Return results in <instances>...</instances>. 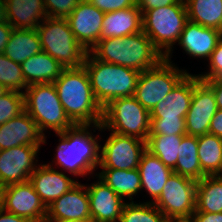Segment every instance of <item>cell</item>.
Listing matches in <instances>:
<instances>
[{"mask_svg": "<svg viewBox=\"0 0 222 222\" xmlns=\"http://www.w3.org/2000/svg\"><path fill=\"white\" fill-rule=\"evenodd\" d=\"M53 83L66 115L75 125H93L103 131V108L94 97L84 66L65 68Z\"/></svg>", "mask_w": 222, "mask_h": 222, "instance_id": "cell-1", "label": "cell"}, {"mask_svg": "<svg viewBox=\"0 0 222 222\" xmlns=\"http://www.w3.org/2000/svg\"><path fill=\"white\" fill-rule=\"evenodd\" d=\"M89 52L96 59L139 72L155 67L164 58L143 31L99 40Z\"/></svg>", "mask_w": 222, "mask_h": 222, "instance_id": "cell-2", "label": "cell"}, {"mask_svg": "<svg viewBox=\"0 0 222 222\" xmlns=\"http://www.w3.org/2000/svg\"><path fill=\"white\" fill-rule=\"evenodd\" d=\"M90 125H74L64 132L57 133L60 137L56 149L55 165L64 168L74 176H85L95 171L100 165V148L97 136H92Z\"/></svg>", "mask_w": 222, "mask_h": 222, "instance_id": "cell-3", "label": "cell"}, {"mask_svg": "<svg viewBox=\"0 0 222 222\" xmlns=\"http://www.w3.org/2000/svg\"><path fill=\"white\" fill-rule=\"evenodd\" d=\"M83 66L88 73L94 97L102 108L113 99L134 96L141 72L101 61L90 52Z\"/></svg>", "mask_w": 222, "mask_h": 222, "instance_id": "cell-4", "label": "cell"}, {"mask_svg": "<svg viewBox=\"0 0 222 222\" xmlns=\"http://www.w3.org/2000/svg\"><path fill=\"white\" fill-rule=\"evenodd\" d=\"M142 12V31L152 41L154 47L170 61L172 47L178 42L181 32L188 21L184 0L165 7Z\"/></svg>", "mask_w": 222, "mask_h": 222, "instance_id": "cell-5", "label": "cell"}, {"mask_svg": "<svg viewBox=\"0 0 222 222\" xmlns=\"http://www.w3.org/2000/svg\"><path fill=\"white\" fill-rule=\"evenodd\" d=\"M24 106L44 136L47 128L60 133L75 125L66 115L54 83L28 86L24 91Z\"/></svg>", "mask_w": 222, "mask_h": 222, "instance_id": "cell-6", "label": "cell"}, {"mask_svg": "<svg viewBox=\"0 0 222 222\" xmlns=\"http://www.w3.org/2000/svg\"><path fill=\"white\" fill-rule=\"evenodd\" d=\"M36 30L42 51L56 59L64 68L83 66L88 52L77 41L66 18L46 17Z\"/></svg>", "mask_w": 222, "mask_h": 222, "instance_id": "cell-7", "label": "cell"}, {"mask_svg": "<svg viewBox=\"0 0 222 222\" xmlns=\"http://www.w3.org/2000/svg\"><path fill=\"white\" fill-rule=\"evenodd\" d=\"M150 123V111L134 96L113 99L103 107L102 129L147 142Z\"/></svg>", "mask_w": 222, "mask_h": 222, "instance_id": "cell-8", "label": "cell"}, {"mask_svg": "<svg viewBox=\"0 0 222 222\" xmlns=\"http://www.w3.org/2000/svg\"><path fill=\"white\" fill-rule=\"evenodd\" d=\"M187 74L163 58L155 67L140 73L134 97L151 111Z\"/></svg>", "mask_w": 222, "mask_h": 222, "instance_id": "cell-9", "label": "cell"}, {"mask_svg": "<svg viewBox=\"0 0 222 222\" xmlns=\"http://www.w3.org/2000/svg\"><path fill=\"white\" fill-rule=\"evenodd\" d=\"M196 187L195 180L173 173L153 204L166 218L192 215L196 210Z\"/></svg>", "mask_w": 222, "mask_h": 222, "instance_id": "cell-10", "label": "cell"}, {"mask_svg": "<svg viewBox=\"0 0 222 222\" xmlns=\"http://www.w3.org/2000/svg\"><path fill=\"white\" fill-rule=\"evenodd\" d=\"M101 148L99 167L130 170L138 168L141 156L146 150V141L111 131Z\"/></svg>", "mask_w": 222, "mask_h": 222, "instance_id": "cell-11", "label": "cell"}, {"mask_svg": "<svg viewBox=\"0 0 222 222\" xmlns=\"http://www.w3.org/2000/svg\"><path fill=\"white\" fill-rule=\"evenodd\" d=\"M3 209L31 222H45L47 207L28 180L3 187Z\"/></svg>", "mask_w": 222, "mask_h": 222, "instance_id": "cell-12", "label": "cell"}, {"mask_svg": "<svg viewBox=\"0 0 222 222\" xmlns=\"http://www.w3.org/2000/svg\"><path fill=\"white\" fill-rule=\"evenodd\" d=\"M217 110L213 90L197 75H194L193 96L185 116L187 135L198 137L209 133L211 120Z\"/></svg>", "mask_w": 222, "mask_h": 222, "instance_id": "cell-13", "label": "cell"}, {"mask_svg": "<svg viewBox=\"0 0 222 222\" xmlns=\"http://www.w3.org/2000/svg\"><path fill=\"white\" fill-rule=\"evenodd\" d=\"M39 146L20 145L1 150L0 186L22 183L29 180L38 165L35 162Z\"/></svg>", "mask_w": 222, "mask_h": 222, "instance_id": "cell-14", "label": "cell"}, {"mask_svg": "<svg viewBox=\"0 0 222 222\" xmlns=\"http://www.w3.org/2000/svg\"><path fill=\"white\" fill-rule=\"evenodd\" d=\"M104 12L81 0L66 19L77 41L89 52L100 40Z\"/></svg>", "mask_w": 222, "mask_h": 222, "instance_id": "cell-15", "label": "cell"}, {"mask_svg": "<svg viewBox=\"0 0 222 222\" xmlns=\"http://www.w3.org/2000/svg\"><path fill=\"white\" fill-rule=\"evenodd\" d=\"M72 219L91 220L87 188L81 183L47 206L45 222Z\"/></svg>", "mask_w": 222, "mask_h": 222, "instance_id": "cell-16", "label": "cell"}, {"mask_svg": "<svg viewBox=\"0 0 222 222\" xmlns=\"http://www.w3.org/2000/svg\"><path fill=\"white\" fill-rule=\"evenodd\" d=\"M46 137L40 132L36 122L24 110L14 119L0 125V148L10 149L20 145L41 146Z\"/></svg>", "mask_w": 222, "mask_h": 222, "instance_id": "cell-17", "label": "cell"}, {"mask_svg": "<svg viewBox=\"0 0 222 222\" xmlns=\"http://www.w3.org/2000/svg\"><path fill=\"white\" fill-rule=\"evenodd\" d=\"M87 188L91 220L93 222H119L125 199L118 196L100 178Z\"/></svg>", "mask_w": 222, "mask_h": 222, "instance_id": "cell-18", "label": "cell"}, {"mask_svg": "<svg viewBox=\"0 0 222 222\" xmlns=\"http://www.w3.org/2000/svg\"><path fill=\"white\" fill-rule=\"evenodd\" d=\"M29 181L46 207L79 183L65 173L56 171L51 164H39Z\"/></svg>", "mask_w": 222, "mask_h": 222, "instance_id": "cell-19", "label": "cell"}, {"mask_svg": "<svg viewBox=\"0 0 222 222\" xmlns=\"http://www.w3.org/2000/svg\"><path fill=\"white\" fill-rule=\"evenodd\" d=\"M194 91V75L187 74L151 111V119H185Z\"/></svg>", "mask_w": 222, "mask_h": 222, "instance_id": "cell-20", "label": "cell"}, {"mask_svg": "<svg viewBox=\"0 0 222 222\" xmlns=\"http://www.w3.org/2000/svg\"><path fill=\"white\" fill-rule=\"evenodd\" d=\"M221 39V31L188 20L180 34L178 44L192 58L209 59Z\"/></svg>", "mask_w": 222, "mask_h": 222, "instance_id": "cell-21", "label": "cell"}, {"mask_svg": "<svg viewBox=\"0 0 222 222\" xmlns=\"http://www.w3.org/2000/svg\"><path fill=\"white\" fill-rule=\"evenodd\" d=\"M142 31V12L138 5L104 14L100 40L121 37Z\"/></svg>", "mask_w": 222, "mask_h": 222, "instance_id": "cell-22", "label": "cell"}, {"mask_svg": "<svg viewBox=\"0 0 222 222\" xmlns=\"http://www.w3.org/2000/svg\"><path fill=\"white\" fill-rule=\"evenodd\" d=\"M6 21L18 29H37L47 17L43 0H5Z\"/></svg>", "mask_w": 222, "mask_h": 222, "instance_id": "cell-23", "label": "cell"}, {"mask_svg": "<svg viewBox=\"0 0 222 222\" xmlns=\"http://www.w3.org/2000/svg\"><path fill=\"white\" fill-rule=\"evenodd\" d=\"M141 178V190L144 189L152 197L154 203L160 196L166 181L174 171L165 166L161 160L147 149L143 152L138 166Z\"/></svg>", "mask_w": 222, "mask_h": 222, "instance_id": "cell-24", "label": "cell"}, {"mask_svg": "<svg viewBox=\"0 0 222 222\" xmlns=\"http://www.w3.org/2000/svg\"><path fill=\"white\" fill-rule=\"evenodd\" d=\"M21 67L27 86L53 83L65 69L56 59L44 51L25 60Z\"/></svg>", "mask_w": 222, "mask_h": 222, "instance_id": "cell-25", "label": "cell"}, {"mask_svg": "<svg viewBox=\"0 0 222 222\" xmlns=\"http://www.w3.org/2000/svg\"><path fill=\"white\" fill-rule=\"evenodd\" d=\"M41 51L40 37L36 29L13 28L3 54L12 61L22 64Z\"/></svg>", "mask_w": 222, "mask_h": 222, "instance_id": "cell-26", "label": "cell"}, {"mask_svg": "<svg viewBox=\"0 0 222 222\" xmlns=\"http://www.w3.org/2000/svg\"><path fill=\"white\" fill-rule=\"evenodd\" d=\"M98 174L118 196L128 197L133 202V196L141 190V178L138 168L130 170L102 169Z\"/></svg>", "mask_w": 222, "mask_h": 222, "instance_id": "cell-27", "label": "cell"}, {"mask_svg": "<svg viewBox=\"0 0 222 222\" xmlns=\"http://www.w3.org/2000/svg\"><path fill=\"white\" fill-rule=\"evenodd\" d=\"M188 20L222 32V0H184Z\"/></svg>", "mask_w": 222, "mask_h": 222, "instance_id": "cell-28", "label": "cell"}, {"mask_svg": "<svg viewBox=\"0 0 222 222\" xmlns=\"http://www.w3.org/2000/svg\"><path fill=\"white\" fill-rule=\"evenodd\" d=\"M195 212H222V178L205 176L197 181Z\"/></svg>", "mask_w": 222, "mask_h": 222, "instance_id": "cell-29", "label": "cell"}, {"mask_svg": "<svg viewBox=\"0 0 222 222\" xmlns=\"http://www.w3.org/2000/svg\"><path fill=\"white\" fill-rule=\"evenodd\" d=\"M173 171L196 182L206 176L199 163L197 136L185 135L182 138L180 157H178Z\"/></svg>", "mask_w": 222, "mask_h": 222, "instance_id": "cell-30", "label": "cell"}, {"mask_svg": "<svg viewBox=\"0 0 222 222\" xmlns=\"http://www.w3.org/2000/svg\"><path fill=\"white\" fill-rule=\"evenodd\" d=\"M198 158L202 172L206 176H214L222 162V138L214 134L197 137Z\"/></svg>", "mask_w": 222, "mask_h": 222, "instance_id": "cell-31", "label": "cell"}, {"mask_svg": "<svg viewBox=\"0 0 222 222\" xmlns=\"http://www.w3.org/2000/svg\"><path fill=\"white\" fill-rule=\"evenodd\" d=\"M184 136L149 135L146 149L157 156L165 166L173 170L178 157H180V143Z\"/></svg>", "mask_w": 222, "mask_h": 222, "instance_id": "cell-32", "label": "cell"}, {"mask_svg": "<svg viewBox=\"0 0 222 222\" xmlns=\"http://www.w3.org/2000/svg\"><path fill=\"white\" fill-rule=\"evenodd\" d=\"M166 216L151 202L126 203L119 222H165Z\"/></svg>", "mask_w": 222, "mask_h": 222, "instance_id": "cell-33", "label": "cell"}, {"mask_svg": "<svg viewBox=\"0 0 222 222\" xmlns=\"http://www.w3.org/2000/svg\"><path fill=\"white\" fill-rule=\"evenodd\" d=\"M0 83L7 88V90H15L24 93L28 87L22 73L21 64L16 63L0 54ZM22 89V90H21Z\"/></svg>", "mask_w": 222, "mask_h": 222, "instance_id": "cell-34", "label": "cell"}, {"mask_svg": "<svg viewBox=\"0 0 222 222\" xmlns=\"http://www.w3.org/2000/svg\"><path fill=\"white\" fill-rule=\"evenodd\" d=\"M24 110V93L8 90L0 96V125L14 119Z\"/></svg>", "mask_w": 222, "mask_h": 222, "instance_id": "cell-35", "label": "cell"}, {"mask_svg": "<svg viewBox=\"0 0 222 222\" xmlns=\"http://www.w3.org/2000/svg\"><path fill=\"white\" fill-rule=\"evenodd\" d=\"M149 135H187L185 119H151Z\"/></svg>", "mask_w": 222, "mask_h": 222, "instance_id": "cell-36", "label": "cell"}, {"mask_svg": "<svg viewBox=\"0 0 222 222\" xmlns=\"http://www.w3.org/2000/svg\"><path fill=\"white\" fill-rule=\"evenodd\" d=\"M81 0H43L47 17L67 18Z\"/></svg>", "mask_w": 222, "mask_h": 222, "instance_id": "cell-37", "label": "cell"}, {"mask_svg": "<svg viewBox=\"0 0 222 222\" xmlns=\"http://www.w3.org/2000/svg\"><path fill=\"white\" fill-rule=\"evenodd\" d=\"M209 60V69L205 74L197 75L200 80H211L216 78H222V39L217 44L216 48L212 52Z\"/></svg>", "mask_w": 222, "mask_h": 222, "instance_id": "cell-38", "label": "cell"}, {"mask_svg": "<svg viewBox=\"0 0 222 222\" xmlns=\"http://www.w3.org/2000/svg\"><path fill=\"white\" fill-rule=\"evenodd\" d=\"M102 12L122 10L136 5L134 0H88Z\"/></svg>", "mask_w": 222, "mask_h": 222, "instance_id": "cell-39", "label": "cell"}, {"mask_svg": "<svg viewBox=\"0 0 222 222\" xmlns=\"http://www.w3.org/2000/svg\"><path fill=\"white\" fill-rule=\"evenodd\" d=\"M203 81L213 90L217 108L222 110V78Z\"/></svg>", "mask_w": 222, "mask_h": 222, "instance_id": "cell-40", "label": "cell"}, {"mask_svg": "<svg viewBox=\"0 0 222 222\" xmlns=\"http://www.w3.org/2000/svg\"><path fill=\"white\" fill-rule=\"evenodd\" d=\"M179 0H143L138 6L141 11L176 4Z\"/></svg>", "mask_w": 222, "mask_h": 222, "instance_id": "cell-41", "label": "cell"}, {"mask_svg": "<svg viewBox=\"0 0 222 222\" xmlns=\"http://www.w3.org/2000/svg\"><path fill=\"white\" fill-rule=\"evenodd\" d=\"M12 32L13 27L7 21L0 22V54L4 52Z\"/></svg>", "mask_w": 222, "mask_h": 222, "instance_id": "cell-42", "label": "cell"}, {"mask_svg": "<svg viewBox=\"0 0 222 222\" xmlns=\"http://www.w3.org/2000/svg\"><path fill=\"white\" fill-rule=\"evenodd\" d=\"M209 133L222 138V110L218 109L213 116L210 126Z\"/></svg>", "mask_w": 222, "mask_h": 222, "instance_id": "cell-43", "label": "cell"}, {"mask_svg": "<svg viewBox=\"0 0 222 222\" xmlns=\"http://www.w3.org/2000/svg\"><path fill=\"white\" fill-rule=\"evenodd\" d=\"M196 222H222L221 213L194 212Z\"/></svg>", "mask_w": 222, "mask_h": 222, "instance_id": "cell-44", "label": "cell"}, {"mask_svg": "<svg viewBox=\"0 0 222 222\" xmlns=\"http://www.w3.org/2000/svg\"><path fill=\"white\" fill-rule=\"evenodd\" d=\"M0 222H31L24 217H20L16 214L5 211L4 209L0 210Z\"/></svg>", "mask_w": 222, "mask_h": 222, "instance_id": "cell-45", "label": "cell"}, {"mask_svg": "<svg viewBox=\"0 0 222 222\" xmlns=\"http://www.w3.org/2000/svg\"><path fill=\"white\" fill-rule=\"evenodd\" d=\"M165 222H196L194 215L189 216H173L166 218Z\"/></svg>", "mask_w": 222, "mask_h": 222, "instance_id": "cell-46", "label": "cell"}, {"mask_svg": "<svg viewBox=\"0 0 222 222\" xmlns=\"http://www.w3.org/2000/svg\"><path fill=\"white\" fill-rule=\"evenodd\" d=\"M6 21V4L5 0H0V22Z\"/></svg>", "mask_w": 222, "mask_h": 222, "instance_id": "cell-47", "label": "cell"}, {"mask_svg": "<svg viewBox=\"0 0 222 222\" xmlns=\"http://www.w3.org/2000/svg\"><path fill=\"white\" fill-rule=\"evenodd\" d=\"M53 222H93L92 220H60V221H53Z\"/></svg>", "mask_w": 222, "mask_h": 222, "instance_id": "cell-48", "label": "cell"}, {"mask_svg": "<svg viewBox=\"0 0 222 222\" xmlns=\"http://www.w3.org/2000/svg\"><path fill=\"white\" fill-rule=\"evenodd\" d=\"M3 209V187L0 186V210Z\"/></svg>", "mask_w": 222, "mask_h": 222, "instance_id": "cell-49", "label": "cell"}, {"mask_svg": "<svg viewBox=\"0 0 222 222\" xmlns=\"http://www.w3.org/2000/svg\"><path fill=\"white\" fill-rule=\"evenodd\" d=\"M8 90L6 87H4L1 83H0V96H2L4 93H6Z\"/></svg>", "mask_w": 222, "mask_h": 222, "instance_id": "cell-50", "label": "cell"}, {"mask_svg": "<svg viewBox=\"0 0 222 222\" xmlns=\"http://www.w3.org/2000/svg\"><path fill=\"white\" fill-rule=\"evenodd\" d=\"M214 176L222 178V162H221L218 172Z\"/></svg>", "mask_w": 222, "mask_h": 222, "instance_id": "cell-51", "label": "cell"}, {"mask_svg": "<svg viewBox=\"0 0 222 222\" xmlns=\"http://www.w3.org/2000/svg\"><path fill=\"white\" fill-rule=\"evenodd\" d=\"M136 5H139L143 0H134Z\"/></svg>", "mask_w": 222, "mask_h": 222, "instance_id": "cell-52", "label": "cell"}]
</instances>
